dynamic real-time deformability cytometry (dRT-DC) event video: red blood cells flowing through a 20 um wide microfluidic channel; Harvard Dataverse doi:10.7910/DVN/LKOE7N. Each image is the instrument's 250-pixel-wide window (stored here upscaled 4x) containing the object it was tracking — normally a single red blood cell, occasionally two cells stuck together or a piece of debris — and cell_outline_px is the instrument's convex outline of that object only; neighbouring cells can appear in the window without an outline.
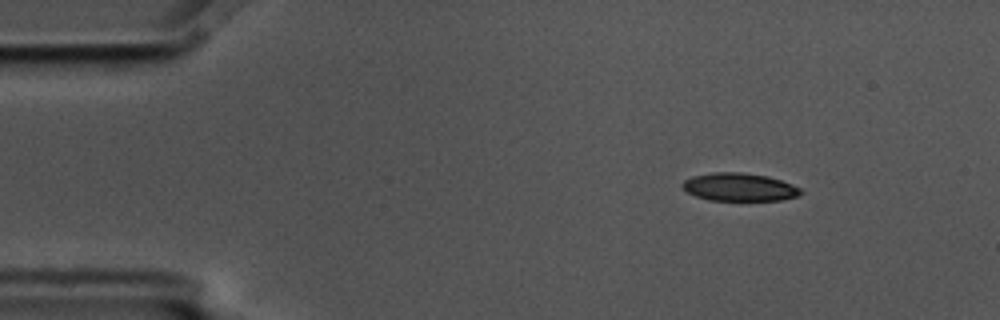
{"species": "common noctule bat (a hibernating species)", "species_latin": "Nyctalus noctula", "temperature_condition": "cold", "stored_images_in_passage": 13, "camera_frame_rate_fps": 3000, "um_per_image_px": 0.085, "animal": {"sex": "male", "body_mass_g": 17.5, "forearm_length_mm": 52.3}, "frame": {"image": 1, "passage_image": 1, "time_ms": 0.0, "image_size_px": [1000, 320], "cell_outline_px": [[804, 192], [800, 196], [780, 200], [708, 200], [696, 196], [688, 192], [680, 184], [684, 180], [692, 176], [712, 172], [740, 172], [768, 176], [792, 184], [800, 188]], "centroid_in_image_um": [62.86, 15.9], "position_along_channel_um": 22.1, "area_um2": 19.36}}
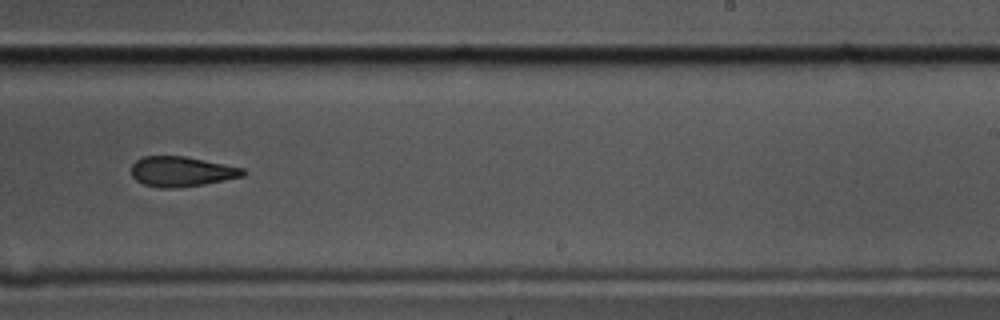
{"frame": {"image": 2, "passage_image": 8, "time_ms": 2.333, "image_size_px": [1000, 320], "cell_outline_px": [[248, 172], [244, 176], [204, 184], [172, 188], [160, 188], [144, 184], [136, 180], [132, 176], [132, 164], [136, 160], [144, 156], [184, 156], [244, 168]], "centroid_in_image_um": [15.44, 14.58], "position_along_channel_um": 273.6, "area_um2": 19.48}}
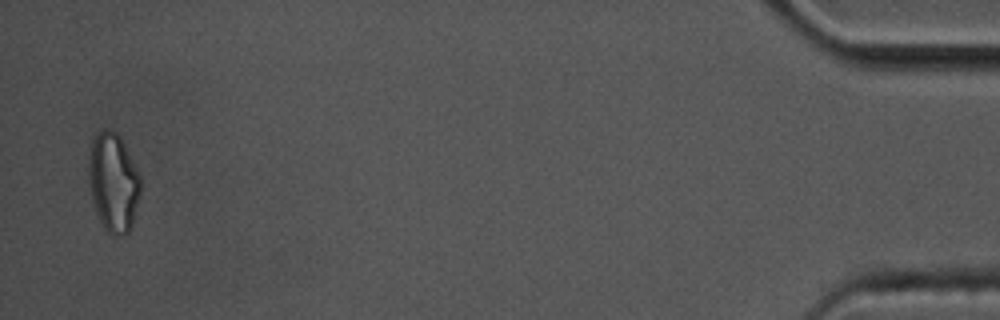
{"frame": {"image": 3, "passage_image": 13, "time_ms": 4.0, "image_size_px": [1000, 320], "cell_outline_px": [[140, 192], [132, 224], [128, 232], [120, 236], [112, 236], [104, 228], [100, 220], [92, 196], [88, 176], [88, 164], [92, 136], [104, 128], [108, 128], [116, 132], [120, 136], [140, 176]], "centroid_in_image_um": [9.62, 15.47], "position_along_channel_um": 425.6, "area_um2": 29.65}}